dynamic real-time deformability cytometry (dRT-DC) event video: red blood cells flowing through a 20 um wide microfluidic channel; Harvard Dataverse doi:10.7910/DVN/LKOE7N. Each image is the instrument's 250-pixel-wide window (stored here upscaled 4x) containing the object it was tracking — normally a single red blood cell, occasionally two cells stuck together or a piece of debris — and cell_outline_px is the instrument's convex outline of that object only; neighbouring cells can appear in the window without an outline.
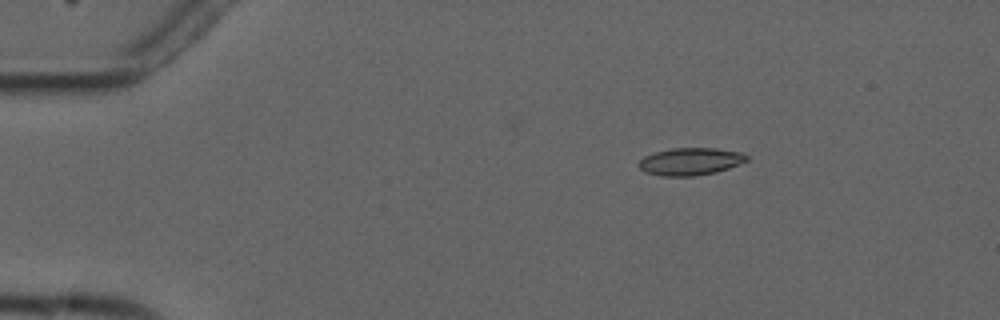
{"species": "common noctule bat (a hibernating species)", "species_latin": "Nyctalus noctula", "temperature_condition": "cold", "stored_images_in_passage": 4, "camera_frame_rate_fps": 3000, "um_per_image_px": 0.085, "animal": {"sex": "male", "forearm_length_mm": 52.5}, "frame": {"image": 1, "passage_image": 2, "time_ms": 1.0, "image_size_px": [1000, 320], "cell_outline_px": [[748, 160], [740, 164], [716, 172], [696, 176], [660, 176], [644, 172], [636, 164], [644, 156], [656, 152], [672, 148], [716, 148], [740, 152], [748, 156]], "centroid_in_image_um": [58.66, 13.73], "position_along_channel_um": 26.3, "area_um2": 17.34}}